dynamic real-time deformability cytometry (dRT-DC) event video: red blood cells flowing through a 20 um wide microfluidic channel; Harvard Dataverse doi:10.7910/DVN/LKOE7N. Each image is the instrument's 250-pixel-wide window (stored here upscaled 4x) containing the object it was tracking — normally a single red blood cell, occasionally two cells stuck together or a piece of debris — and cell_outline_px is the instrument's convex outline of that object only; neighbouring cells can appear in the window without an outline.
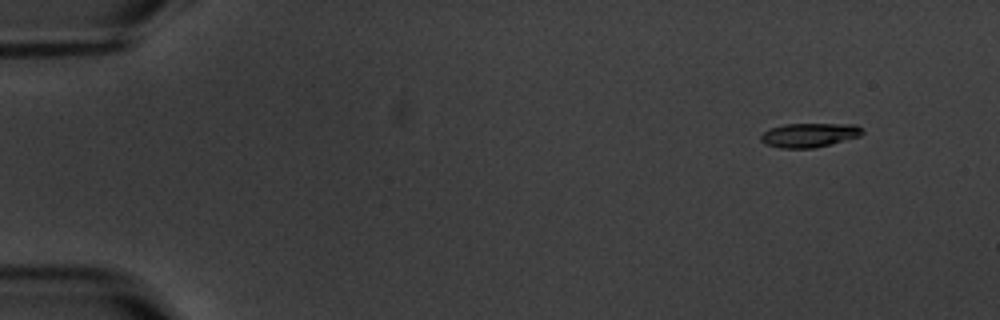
{"species": "common noctule bat (a hibernating species)", "species_latin": "Nyctalus noctula", "temperature_condition": "warm", "stored_images_in_passage": 6, "camera_frame_rate_fps": 3000, "um_per_image_px": 0.085, "animal": {"sex": "male", "body_mass_g": 20.1, "forearm_length_mm": 53.5}, "frame": {"image": 1, "passage_image": 1, "time_ms": 0.0, "image_size_px": [1000, 320], "cell_outline_px": [[864, 132], [860, 136], [816, 148], [780, 148], [764, 144], [760, 140], [760, 136], [768, 128], [784, 124], [856, 124]], "centroid_in_image_um": [68.75, 11.48], "position_along_channel_um": 16.2, "area_um2": 14.39}}
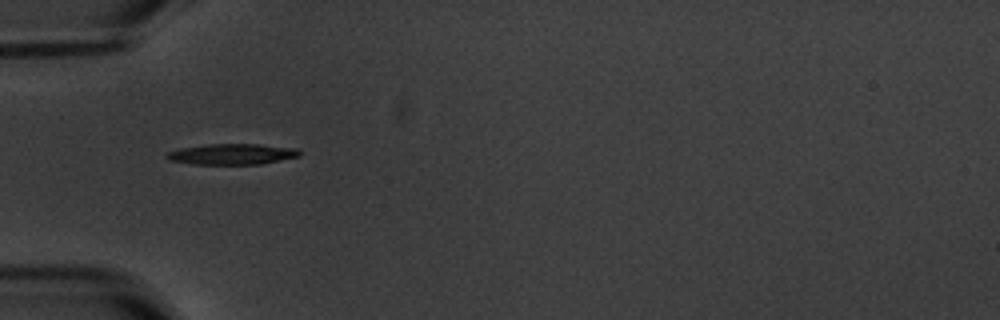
{"frame": {"image": 2, "passage_image": 5, "time_ms": 4.667, "image_size_px": [1000, 320], "cell_outline_px": [[300, 156], [260, 164], [192, 164], [168, 160], [164, 156], [168, 152], [180, 148], [208, 144], [260, 144], [296, 148], [300, 152]], "centroid_in_image_um": [19.7, 13.1], "position_along_channel_um": 65.3, "area_um2": 16.07}}